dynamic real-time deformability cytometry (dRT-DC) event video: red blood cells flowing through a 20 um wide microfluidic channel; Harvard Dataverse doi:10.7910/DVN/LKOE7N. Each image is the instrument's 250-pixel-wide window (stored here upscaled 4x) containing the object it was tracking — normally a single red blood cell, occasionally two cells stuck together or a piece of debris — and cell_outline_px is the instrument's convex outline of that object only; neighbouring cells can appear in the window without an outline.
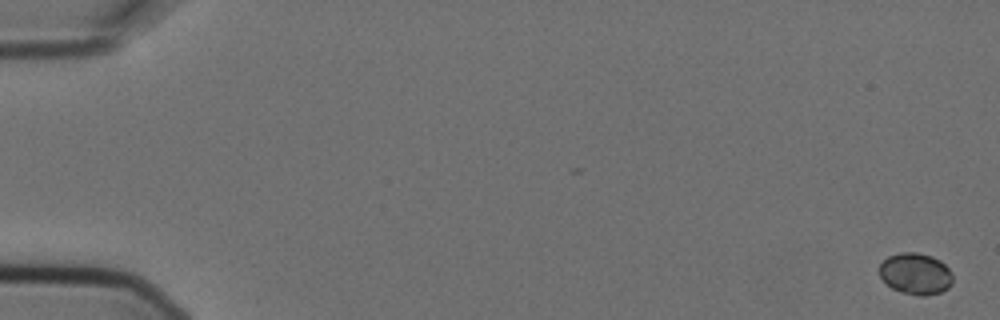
{"species": "Egyptian fruit bat (a non-hibernating species)", "species_latin": "Rousettus aegyptiacus", "temperature_condition": "cold", "stored_images_in_passage": 5, "camera_frame_rate_fps": 3000, "um_per_image_px": 0.085, "animal": {"sex": "female"}, "frame": {"image": 1, "passage_image": 1, "time_ms": 0.0, "image_size_px": [1000, 320], "cell_outline_px": [[952, 284], [948, 288], [940, 292], [924, 296], [920, 296], [900, 292], [892, 288], [880, 276], [880, 264], [888, 256], [900, 252], [916, 252], [932, 256], [940, 260], [952, 272]], "centroid_in_image_um": [77.84, 23.26], "position_along_channel_um": 7.2, "area_um2": 17.74}}
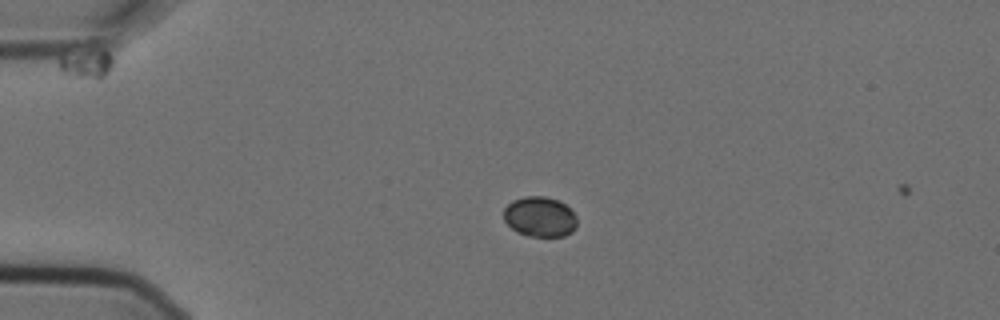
{"frame": {"image": 2, "passage_image": 4, "time_ms": 1.0, "image_size_px": [1000, 320], "cell_outline_px": [[576, 228], [572, 232], [564, 236], [528, 236], [516, 232], [504, 220], [504, 208], [512, 200], [524, 196], [544, 196], [560, 200], [576, 216]], "centroid_in_image_um": [45.88, 18.42], "position_along_channel_um": 39.1, "area_um2": 17.22}}